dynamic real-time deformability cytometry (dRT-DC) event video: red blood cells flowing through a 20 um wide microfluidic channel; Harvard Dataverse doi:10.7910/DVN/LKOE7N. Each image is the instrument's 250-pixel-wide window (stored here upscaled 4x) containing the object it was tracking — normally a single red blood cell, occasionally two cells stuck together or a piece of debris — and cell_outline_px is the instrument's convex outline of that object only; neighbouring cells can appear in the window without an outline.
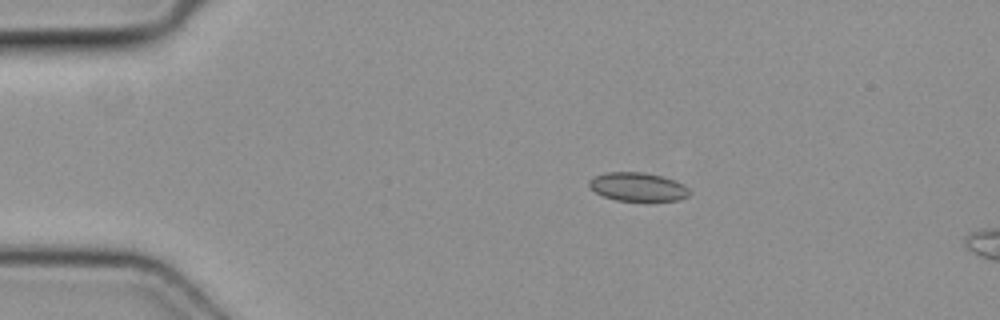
{"species": "common noctule bat (a hibernating species)", "species_latin": "Nyctalus noctula", "temperature_condition": "cold", "stored_images_in_passage": 4, "camera_frame_rate_fps": 3000, "um_per_image_px": 0.085, "animal": {"sex": "female", "body_mass_g": 19.3, "forearm_length_mm": 54.1}, "frame": {"image": 1, "passage_image": 2, "time_ms": 0.333, "image_size_px": [1000, 320], "cell_outline_px": [[692, 192], [688, 196], [680, 200], [616, 200], [604, 196], [596, 192], [588, 184], [588, 180], [604, 172], [644, 172], [664, 176], [676, 180], [684, 184]], "centroid_in_image_um": [54.26, 15.86], "position_along_channel_um": 30.7, "area_um2": 16.76}}